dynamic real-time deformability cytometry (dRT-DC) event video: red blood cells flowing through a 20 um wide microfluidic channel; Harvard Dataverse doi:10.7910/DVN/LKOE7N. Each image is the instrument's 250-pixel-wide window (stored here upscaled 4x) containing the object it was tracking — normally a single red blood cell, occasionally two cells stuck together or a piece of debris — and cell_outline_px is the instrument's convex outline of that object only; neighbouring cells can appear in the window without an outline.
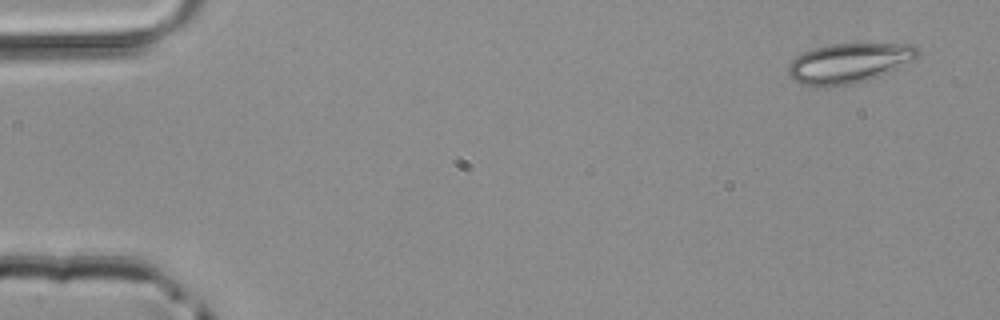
{"species": "common noctule bat (a hibernating species)", "species_latin": "Nyctalus noctula", "temperature_condition": "room temperature", "stored_images_in_passage": 48, "camera_frame_rate_fps": 3000, "um_per_image_px": 0.085, "animal": {"sex": "male", "body_mass_g": 20.4}, "frame": {"image": 1, "passage_image": 1, "time_ms": 0.0, "image_size_px": [1000, 320], "cell_outline_px": [[920, 56], [880, 76], [868, 80], [852, 84], [828, 88], [824, 88], [800, 84], [788, 76], [788, 64], [796, 56], [804, 52], [828, 44], [916, 44], [920, 52]], "centroid_in_image_um": [72.14, 5.38], "position_along_channel_um": 12.9, "area_um2": 30.35}}
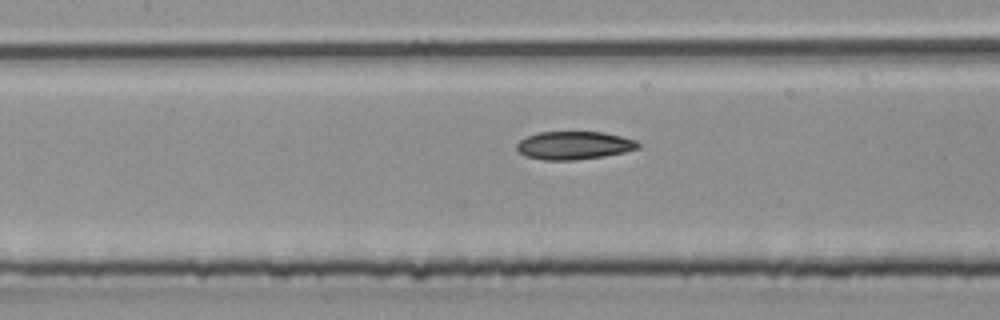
{"frame": {"image": 2, "passage_image": 21, "time_ms": 6.667, "image_size_px": [1000, 320], "cell_outline_px": [[640, 148], [624, 152], [604, 156], [572, 160], [544, 160], [524, 156], [516, 148], [516, 144], [520, 140], [536, 132], [604, 132], [636, 140], [640, 144]], "centroid_in_image_um": [48.78, 12.35], "position_along_channel_um": 158.6, "area_um2": 19.88}}
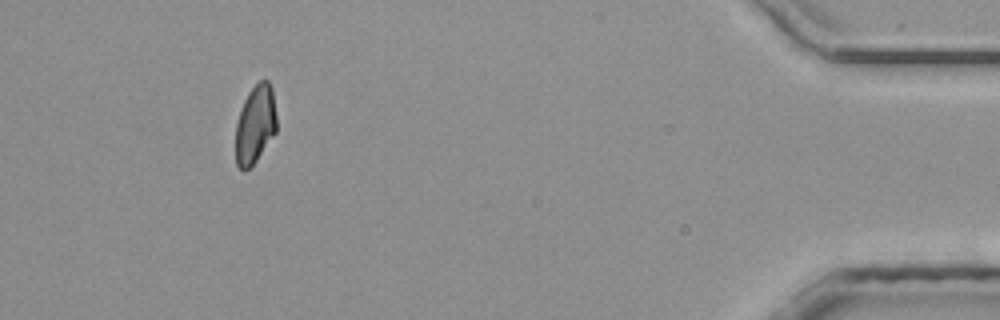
{"frame": {"image": 3, "passage_image": 44, "time_ms": 14.333, "image_size_px": [1000, 320], "cell_outline_px": [[276, 132], [256, 160], [244, 172], [236, 164], [236, 124], [240, 108], [248, 92], [260, 80], [268, 80], [272, 88], [276, 116]], "centroid_in_image_um": [21.69, 10.56], "position_along_channel_um": 413.5, "area_um2": 18.61}}